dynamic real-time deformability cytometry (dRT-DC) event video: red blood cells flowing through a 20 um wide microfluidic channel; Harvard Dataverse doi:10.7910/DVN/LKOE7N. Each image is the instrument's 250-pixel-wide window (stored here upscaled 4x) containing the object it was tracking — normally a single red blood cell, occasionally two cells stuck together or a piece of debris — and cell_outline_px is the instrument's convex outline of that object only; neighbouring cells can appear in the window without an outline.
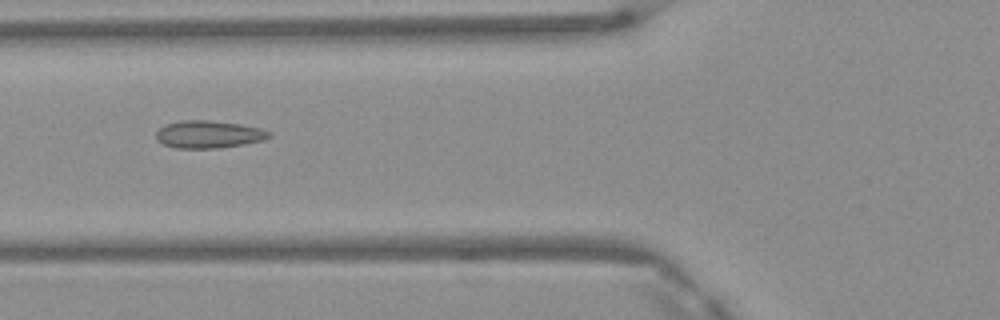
{"species": "Egyptian fruit bat (a non-hibernating species)", "species_latin": "Rousettus aegyptiacus", "temperature_condition": "warm", "stored_images_in_passage": 2, "camera_frame_rate_fps": 3000, "um_per_image_px": 0.085, "frame": {"image": 1, "passage_image": 2, "time_ms": 0.333, "image_size_px": [1000, 320], "cell_outline_px": [[272, 136], [264, 140], [244, 144], [220, 148], [176, 148], [164, 144], [156, 140], [156, 132], [164, 124], [180, 120], [208, 120], [240, 124], [260, 128], [272, 132]], "centroid_in_image_um": [17.74, 11.42], "position_along_channel_um": 108.1, "area_um2": 18.26}}